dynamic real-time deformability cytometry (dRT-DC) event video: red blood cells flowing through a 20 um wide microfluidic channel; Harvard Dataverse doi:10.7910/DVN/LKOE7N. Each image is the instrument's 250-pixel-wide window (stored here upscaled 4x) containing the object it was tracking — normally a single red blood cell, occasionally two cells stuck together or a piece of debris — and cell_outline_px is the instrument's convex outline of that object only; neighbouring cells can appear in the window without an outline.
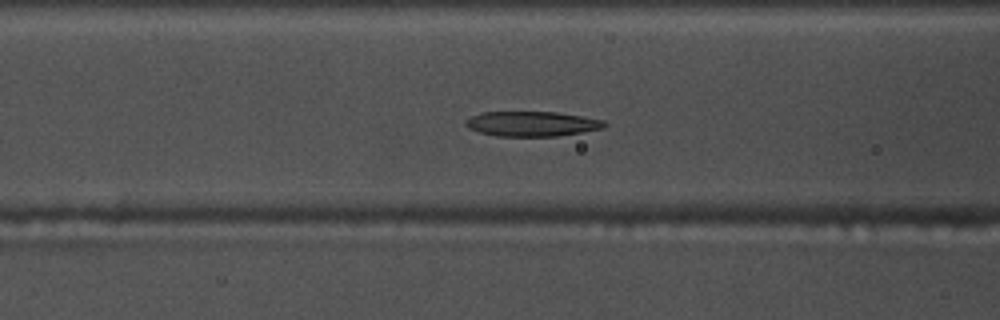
{"species": "common noctule bat (a hibernating species)", "species_latin": "Nyctalus noctula", "temperature_condition": "warm", "stored_images_in_passage": 50, "camera_frame_rate_fps": 3000, "um_per_image_px": 0.085, "animal": {"sex": "male", "body_mass_g": 17.5, "forearm_length_mm": 52.3}, "frame": {"image": 1, "passage_image": 17, "time_ms": 5.333, "image_size_px": [1000, 320], "cell_outline_px": [[608, 124], [604, 128], [556, 136], [496, 136], [480, 132], [468, 128], [464, 124], [464, 120], [480, 112], [556, 112], [604, 120]], "centroid_in_image_um": [45.18, 10.52], "position_along_channel_um": 121.4, "area_um2": 20.11}}
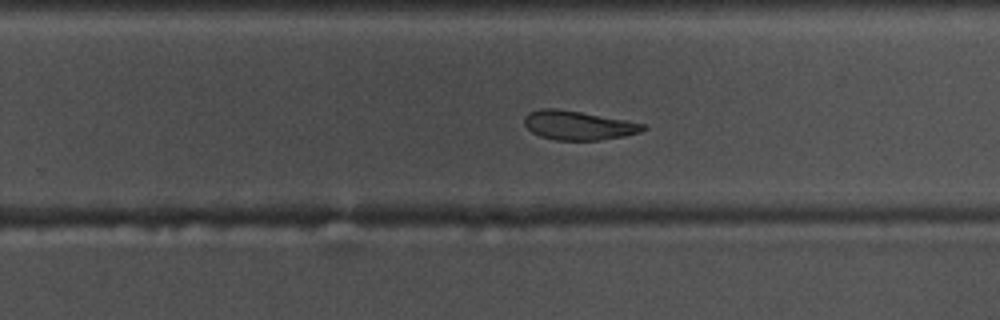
{"frame": {"image": 2, "passage_image": 30, "time_ms": 9.667, "image_size_px": [1000, 320], "cell_outline_px": [[648, 128], [640, 132], [624, 136], [600, 140], [556, 140], [540, 136], [532, 132], [524, 124], [524, 116], [528, 112], [540, 108], [556, 108], [580, 112], [624, 120], [644, 124]], "centroid_in_image_um": [49.11, 10.65], "position_along_channel_um": 280.7, "area_um2": 20.0}}
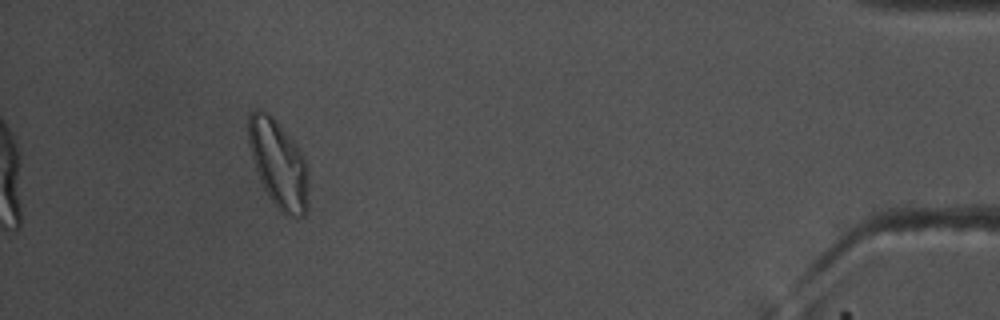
{"frame": {"image": 3, "passage_image": 46, "time_ms": 15.0, "image_size_px": [1000, 320], "cell_outline_px": [[308, 208], [304, 216], [288, 216], [280, 212], [276, 208], [268, 196], [264, 188], [252, 160], [248, 144], [248, 116], [256, 108], [268, 112], [276, 120], [300, 148], [304, 156], [308, 168]], "centroid_in_image_um": [23.68, 13.93], "position_along_channel_um": 411.5, "area_um2": 31.21}, "authors_computed_cell_mechanics": {"area_um2": 21.6461, "velocity_mm_per_s": 3.6845, "shape_relaxation_time_tau1_ms": 11.1647, "shape_relaxation_time_tau2_ms": 3.2088, "deformation_change_tau1": 0.2652, "deformation_change_tau2": 0.1058}}